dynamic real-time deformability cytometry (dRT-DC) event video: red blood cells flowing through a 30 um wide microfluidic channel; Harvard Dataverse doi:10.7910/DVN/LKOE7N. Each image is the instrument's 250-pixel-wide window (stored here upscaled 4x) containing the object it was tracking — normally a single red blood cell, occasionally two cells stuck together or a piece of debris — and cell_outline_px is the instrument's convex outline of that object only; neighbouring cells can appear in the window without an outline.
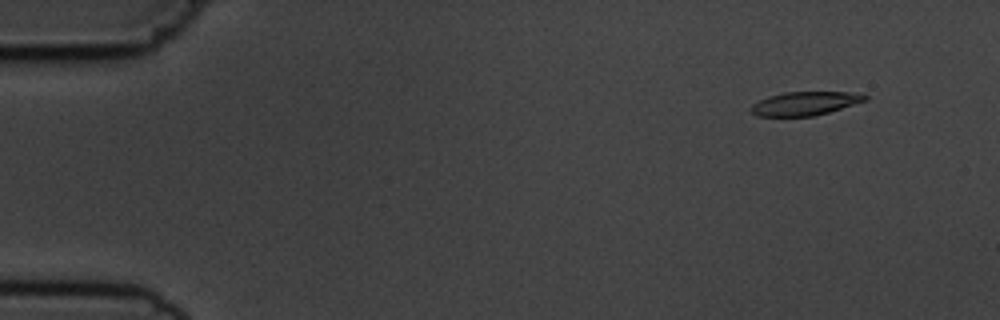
{"species": "common noctule bat (a hibernating species)", "species_latin": "Nyctalus noctula", "temperature_condition": "cold", "stored_images_in_passage": 5, "camera_frame_rate_fps": 3000, "um_per_image_px": 0.085, "animal": {"sex": "male", "body_mass_g": 19.5, "forearm_length_mm": 54.6}, "frame": {"image": 1, "passage_image": 2, "time_ms": 1.0, "image_size_px": [1000, 320], "cell_outline_px": [[868, 100], [828, 112], [812, 116], [756, 116], [748, 108], [752, 104], [768, 96], [784, 92], [848, 92], [868, 96]], "centroid_in_image_um": [68.38, 8.79], "position_along_channel_um": 16.6, "area_um2": 15.61}}
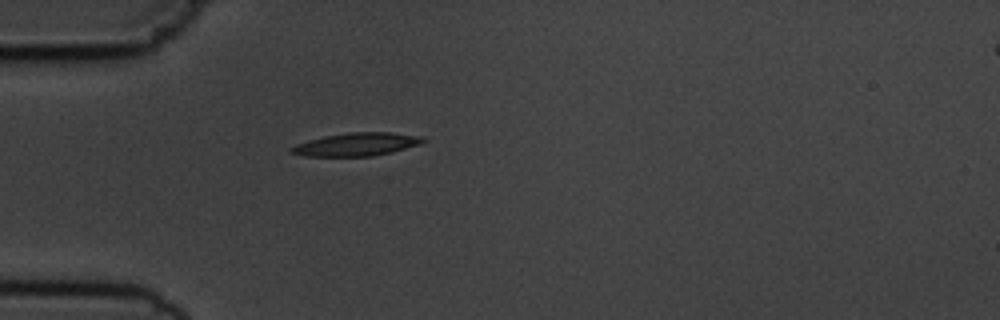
{"frame": {"image": 2, "passage_image": 5, "time_ms": 4.667, "image_size_px": [1000, 320], "cell_outline_px": [[428, 140], [420, 144], [392, 152], [372, 156], [304, 156], [288, 152], [288, 148], [296, 144], [308, 140], [324, 136], [348, 132], [392, 132], [424, 136]], "centroid_in_image_um": [30.32, 12.26], "position_along_channel_um": 54.7, "area_um2": 17.98}}